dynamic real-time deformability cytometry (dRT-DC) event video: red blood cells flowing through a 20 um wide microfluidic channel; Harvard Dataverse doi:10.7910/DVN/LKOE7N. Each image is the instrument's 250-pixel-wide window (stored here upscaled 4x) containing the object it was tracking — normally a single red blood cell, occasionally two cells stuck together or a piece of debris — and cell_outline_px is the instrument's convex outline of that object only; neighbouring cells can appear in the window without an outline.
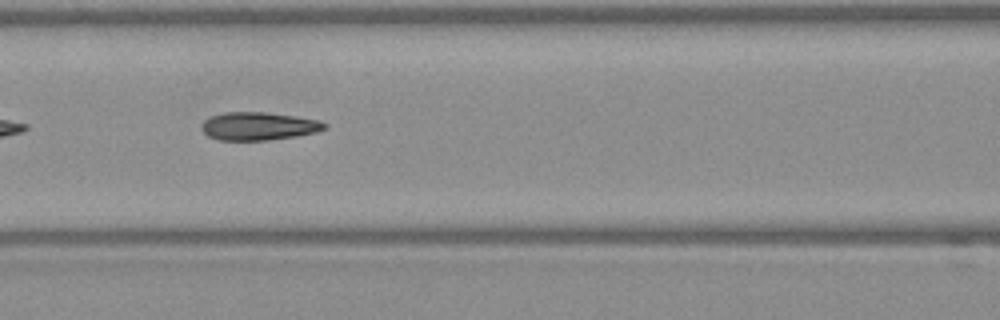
{"species": "Egyptian fruit bat (a non-hibernating species)", "species_latin": "Rousettus aegyptiacus", "temperature_condition": "warm", "stored_images_in_passage": 12, "camera_frame_rate_fps": 3000, "um_per_image_px": 0.085, "frame": {"image": 1, "passage_image": 7, "time_ms": 2.0, "image_size_px": [1000, 320], "cell_outline_px": [[328, 124], [324, 128], [316, 132], [296, 136], [268, 140], [220, 140], [208, 136], [200, 128], [200, 124], [204, 120], [212, 116], [224, 112], [264, 112], [296, 116], [316, 120]], "centroid_in_image_um": [21.93, 10.72], "position_along_channel_um": 144.7, "area_um2": 20.0}}